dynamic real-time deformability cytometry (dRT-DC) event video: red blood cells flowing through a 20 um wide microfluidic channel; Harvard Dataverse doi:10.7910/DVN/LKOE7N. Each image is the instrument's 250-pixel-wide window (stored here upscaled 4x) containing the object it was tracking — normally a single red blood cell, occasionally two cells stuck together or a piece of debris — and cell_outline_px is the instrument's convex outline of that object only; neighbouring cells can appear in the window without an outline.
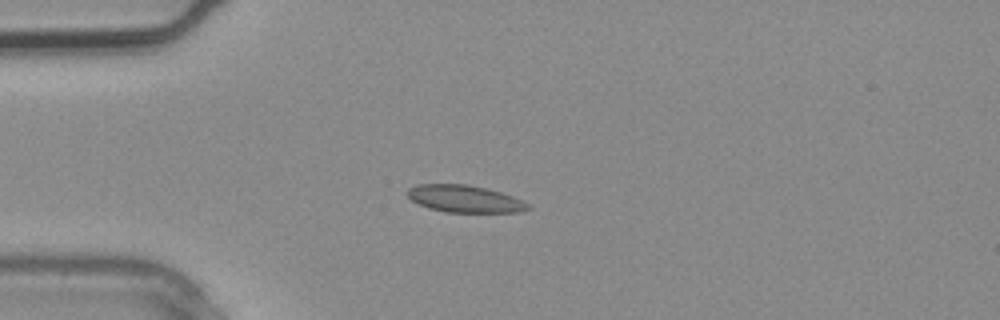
{"species": "common noctule bat (a hibernating species)", "species_latin": "Nyctalus noctula", "temperature_condition": "warm", "stored_images_in_passage": 2, "camera_frame_rate_fps": 3000, "um_per_image_px": 0.085, "animal": {"sex": "male", "body_mass_g": 20.4}, "frame": {"image": 1, "passage_image": 2, "time_ms": 0.333, "image_size_px": [1000, 320], "cell_outline_px": [[532, 208], [520, 212], [444, 212], [428, 208], [412, 200], [408, 196], [408, 188], [416, 184], [468, 184], [488, 188], [512, 196], [528, 204]], "centroid_in_image_um": [39.49, 16.89], "position_along_channel_um": 45.5, "area_um2": 19.07}}